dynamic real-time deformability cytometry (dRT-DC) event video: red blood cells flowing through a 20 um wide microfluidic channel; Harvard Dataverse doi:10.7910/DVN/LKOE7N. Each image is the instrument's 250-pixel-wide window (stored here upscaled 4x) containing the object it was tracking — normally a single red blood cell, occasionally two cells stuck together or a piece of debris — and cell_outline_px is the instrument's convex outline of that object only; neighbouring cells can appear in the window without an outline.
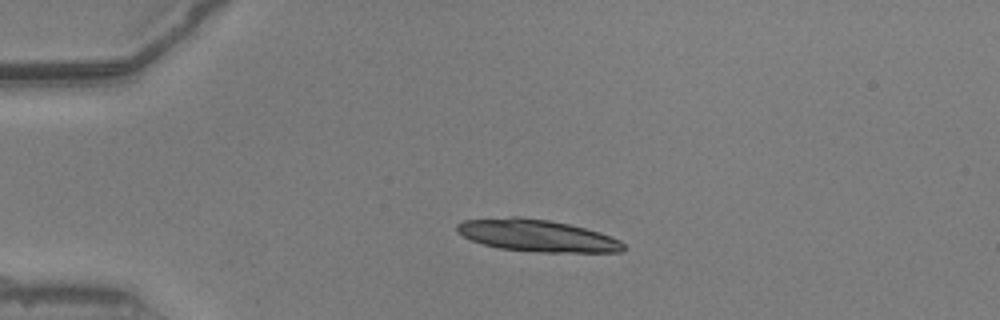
{"species": "common noctule bat (a hibernating species)", "species_latin": "Nyctalus noctula", "temperature_condition": "warm", "stored_images_in_passage": 40, "camera_frame_rate_fps": 3000, "um_per_image_px": 0.085, "animal": {"sex": "male", "body_mass_g": 20.5, "forearm_length_mm": 52.5}, "frame": {"image": 1, "passage_image": 1, "time_ms": 0.0, "image_size_px": [1000, 320], "cell_outline_px": [[624, 248], [620, 252], [544, 252], [500, 248], [484, 244], [472, 240], [456, 232], [456, 224], [464, 220], [512, 216], [516, 216], [548, 220], [568, 224], [600, 232], [620, 240], [624, 244]], "centroid_in_image_um": [45.63, 20.01], "position_along_channel_um": 39.4, "area_um2": 30.81}}